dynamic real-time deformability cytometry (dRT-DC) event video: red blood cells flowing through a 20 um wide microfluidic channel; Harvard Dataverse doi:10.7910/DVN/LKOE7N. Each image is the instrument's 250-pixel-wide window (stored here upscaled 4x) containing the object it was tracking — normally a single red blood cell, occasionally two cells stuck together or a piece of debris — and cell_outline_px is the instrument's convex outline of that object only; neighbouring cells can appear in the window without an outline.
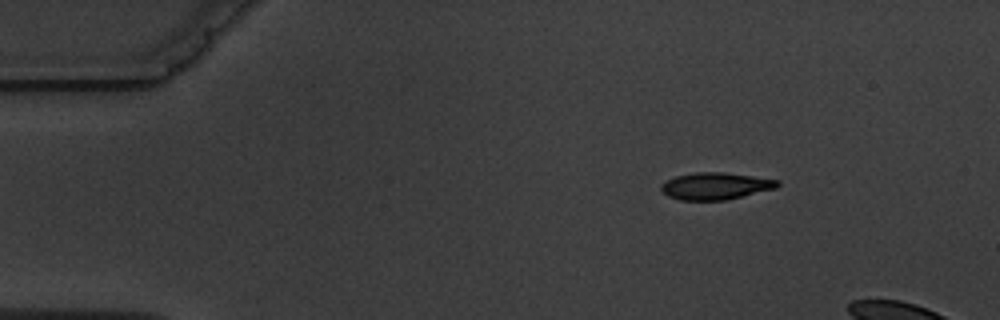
{"species": "common noctule bat (a hibernating species)", "species_latin": "Nyctalus noctula", "temperature_condition": "warm", "stored_images_in_passage": 4, "camera_frame_rate_fps": 3000, "um_per_image_px": 0.085, "animal": {"sex": "male", "body_mass_g": 19.5, "forearm_length_mm": 54.6}, "frame": {"image": 1, "passage_image": 1, "time_ms": 0.0, "image_size_px": [1000, 320], "cell_outline_px": [[780, 184], [776, 188], [728, 200], [680, 200], [668, 196], [660, 192], [660, 184], [664, 180], [676, 176], [696, 172], [724, 172], [780, 180]], "centroid_in_image_um": [60.78, 15.81], "position_along_channel_um": 24.2, "area_um2": 18.55}}